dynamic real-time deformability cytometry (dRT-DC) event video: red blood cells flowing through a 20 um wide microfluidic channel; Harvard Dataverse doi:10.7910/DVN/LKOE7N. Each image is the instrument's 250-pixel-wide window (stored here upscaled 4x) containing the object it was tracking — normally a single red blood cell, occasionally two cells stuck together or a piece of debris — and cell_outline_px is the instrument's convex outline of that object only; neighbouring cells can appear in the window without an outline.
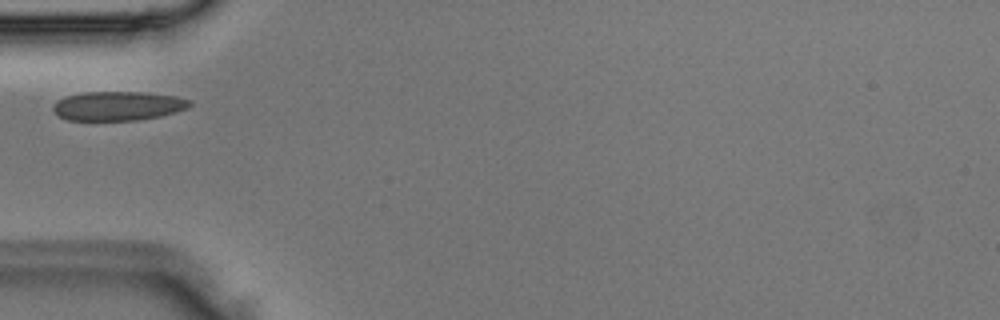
{"species": "Egyptian fruit bat (a non-hibernating species)", "species_latin": "Rousettus aegyptiacus", "temperature_condition": "room temperature", "stored_images_in_passage": 2, "camera_frame_rate_fps": 3000, "um_per_image_px": 0.085, "animal": {"sex": "male"}, "frame": {"image": 1, "passage_image": 2, "time_ms": 0.333, "image_size_px": [1000, 320], "cell_outline_px": [[192, 104], [176, 112], [160, 116], [136, 120], [68, 120], [60, 116], [52, 108], [52, 104], [56, 100], [64, 96], [84, 92], [144, 92], [176, 96], [192, 100]], "centroid_in_image_um": [10.0, 8.99], "position_along_channel_um": 75.0, "area_um2": 23.24}}